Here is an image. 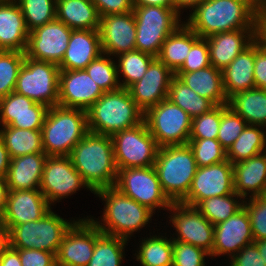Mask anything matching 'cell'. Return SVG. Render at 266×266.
I'll return each instance as SVG.
<instances>
[{
	"label": "cell",
	"instance_id": "59",
	"mask_svg": "<svg viewBox=\"0 0 266 266\" xmlns=\"http://www.w3.org/2000/svg\"><path fill=\"white\" fill-rule=\"evenodd\" d=\"M204 1L206 0H174V10L180 15V9H183L184 7L195 8Z\"/></svg>",
	"mask_w": 266,
	"mask_h": 266
},
{
	"label": "cell",
	"instance_id": "6",
	"mask_svg": "<svg viewBox=\"0 0 266 266\" xmlns=\"http://www.w3.org/2000/svg\"><path fill=\"white\" fill-rule=\"evenodd\" d=\"M95 194L106 201L102 219L105 223L102 225L91 219L102 233L128 240L129 235L144 227L153 214L148 207L139 204L114 186L100 189Z\"/></svg>",
	"mask_w": 266,
	"mask_h": 266
},
{
	"label": "cell",
	"instance_id": "1",
	"mask_svg": "<svg viewBox=\"0 0 266 266\" xmlns=\"http://www.w3.org/2000/svg\"><path fill=\"white\" fill-rule=\"evenodd\" d=\"M69 157L94 193L115 185L118 170L111 136L88 132L75 145Z\"/></svg>",
	"mask_w": 266,
	"mask_h": 266
},
{
	"label": "cell",
	"instance_id": "52",
	"mask_svg": "<svg viewBox=\"0 0 266 266\" xmlns=\"http://www.w3.org/2000/svg\"><path fill=\"white\" fill-rule=\"evenodd\" d=\"M100 17L133 11V0H93Z\"/></svg>",
	"mask_w": 266,
	"mask_h": 266
},
{
	"label": "cell",
	"instance_id": "18",
	"mask_svg": "<svg viewBox=\"0 0 266 266\" xmlns=\"http://www.w3.org/2000/svg\"><path fill=\"white\" fill-rule=\"evenodd\" d=\"M95 246V223L75 221L65 233L56 254L57 266H87Z\"/></svg>",
	"mask_w": 266,
	"mask_h": 266
},
{
	"label": "cell",
	"instance_id": "26",
	"mask_svg": "<svg viewBox=\"0 0 266 266\" xmlns=\"http://www.w3.org/2000/svg\"><path fill=\"white\" fill-rule=\"evenodd\" d=\"M102 52L99 30H72L60 70H81Z\"/></svg>",
	"mask_w": 266,
	"mask_h": 266
},
{
	"label": "cell",
	"instance_id": "43",
	"mask_svg": "<svg viewBox=\"0 0 266 266\" xmlns=\"http://www.w3.org/2000/svg\"><path fill=\"white\" fill-rule=\"evenodd\" d=\"M25 56L24 52L0 50V98L15 90L18 73Z\"/></svg>",
	"mask_w": 266,
	"mask_h": 266
},
{
	"label": "cell",
	"instance_id": "37",
	"mask_svg": "<svg viewBox=\"0 0 266 266\" xmlns=\"http://www.w3.org/2000/svg\"><path fill=\"white\" fill-rule=\"evenodd\" d=\"M167 99L182 108L192 118L202 115L216 106L209 99L195 93L177 76L172 79Z\"/></svg>",
	"mask_w": 266,
	"mask_h": 266
},
{
	"label": "cell",
	"instance_id": "10",
	"mask_svg": "<svg viewBox=\"0 0 266 266\" xmlns=\"http://www.w3.org/2000/svg\"><path fill=\"white\" fill-rule=\"evenodd\" d=\"M144 121L159 147L188 144L192 117L169 99L149 108Z\"/></svg>",
	"mask_w": 266,
	"mask_h": 266
},
{
	"label": "cell",
	"instance_id": "25",
	"mask_svg": "<svg viewBox=\"0 0 266 266\" xmlns=\"http://www.w3.org/2000/svg\"><path fill=\"white\" fill-rule=\"evenodd\" d=\"M29 31L16 0H0V50L24 52Z\"/></svg>",
	"mask_w": 266,
	"mask_h": 266
},
{
	"label": "cell",
	"instance_id": "41",
	"mask_svg": "<svg viewBox=\"0 0 266 266\" xmlns=\"http://www.w3.org/2000/svg\"><path fill=\"white\" fill-rule=\"evenodd\" d=\"M29 32L56 19V0H16Z\"/></svg>",
	"mask_w": 266,
	"mask_h": 266
},
{
	"label": "cell",
	"instance_id": "29",
	"mask_svg": "<svg viewBox=\"0 0 266 266\" xmlns=\"http://www.w3.org/2000/svg\"><path fill=\"white\" fill-rule=\"evenodd\" d=\"M254 64L255 40L222 70L223 88L228 99L237 92L256 88Z\"/></svg>",
	"mask_w": 266,
	"mask_h": 266
},
{
	"label": "cell",
	"instance_id": "55",
	"mask_svg": "<svg viewBox=\"0 0 266 266\" xmlns=\"http://www.w3.org/2000/svg\"><path fill=\"white\" fill-rule=\"evenodd\" d=\"M255 41L266 49V14L255 15Z\"/></svg>",
	"mask_w": 266,
	"mask_h": 266
},
{
	"label": "cell",
	"instance_id": "7",
	"mask_svg": "<svg viewBox=\"0 0 266 266\" xmlns=\"http://www.w3.org/2000/svg\"><path fill=\"white\" fill-rule=\"evenodd\" d=\"M72 223L50 210L38 221L13 226L1 239L13 249L46 250L57 254Z\"/></svg>",
	"mask_w": 266,
	"mask_h": 266
},
{
	"label": "cell",
	"instance_id": "23",
	"mask_svg": "<svg viewBox=\"0 0 266 266\" xmlns=\"http://www.w3.org/2000/svg\"><path fill=\"white\" fill-rule=\"evenodd\" d=\"M253 242L249 215L243 207L227 220L214 226V244L210 256L228 253L234 256L235 252L237 254L242 248Z\"/></svg>",
	"mask_w": 266,
	"mask_h": 266
},
{
	"label": "cell",
	"instance_id": "51",
	"mask_svg": "<svg viewBox=\"0 0 266 266\" xmlns=\"http://www.w3.org/2000/svg\"><path fill=\"white\" fill-rule=\"evenodd\" d=\"M232 257L230 266H266L254 243L246 245Z\"/></svg>",
	"mask_w": 266,
	"mask_h": 266
},
{
	"label": "cell",
	"instance_id": "8",
	"mask_svg": "<svg viewBox=\"0 0 266 266\" xmlns=\"http://www.w3.org/2000/svg\"><path fill=\"white\" fill-rule=\"evenodd\" d=\"M133 15L136 50L157 58L165 39L180 26V15L163 6L133 7Z\"/></svg>",
	"mask_w": 266,
	"mask_h": 266
},
{
	"label": "cell",
	"instance_id": "32",
	"mask_svg": "<svg viewBox=\"0 0 266 266\" xmlns=\"http://www.w3.org/2000/svg\"><path fill=\"white\" fill-rule=\"evenodd\" d=\"M199 38L186 24H181L165 39L157 58L175 73Z\"/></svg>",
	"mask_w": 266,
	"mask_h": 266
},
{
	"label": "cell",
	"instance_id": "3",
	"mask_svg": "<svg viewBox=\"0 0 266 266\" xmlns=\"http://www.w3.org/2000/svg\"><path fill=\"white\" fill-rule=\"evenodd\" d=\"M89 132L111 136L144 121L128 89L120 88L104 94L86 111Z\"/></svg>",
	"mask_w": 266,
	"mask_h": 266
},
{
	"label": "cell",
	"instance_id": "27",
	"mask_svg": "<svg viewBox=\"0 0 266 266\" xmlns=\"http://www.w3.org/2000/svg\"><path fill=\"white\" fill-rule=\"evenodd\" d=\"M47 157L45 153H35L10 159V165L5 179L8 189H39Z\"/></svg>",
	"mask_w": 266,
	"mask_h": 266
},
{
	"label": "cell",
	"instance_id": "5",
	"mask_svg": "<svg viewBox=\"0 0 266 266\" xmlns=\"http://www.w3.org/2000/svg\"><path fill=\"white\" fill-rule=\"evenodd\" d=\"M154 168L164 194L172 202L187 195L197 171V163L188 144L159 147Z\"/></svg>",
	"mask_w": 266,
	"mask_h": 266
},
{
	"label": "cell",
	"instance_id": "38",
	"mask_svg": "<svg viewBox=\"0 0 266 266\" xmlns=\"http://www.w3.org/2000/svg\"><path fill=\"white\" fill-rule=\"evenodd\" d=\"M235 196L240 200L242 198L235 192L225 196L210 197L200 201L195 208L215 226L243 208L244 201L238 202L233 198Z\"/></svg>",
	"mask_w": 266,
	"mask_h": 266
},
{
	"label": "cell",
	"instance_id": "12",
	"mask_svg": "<svg viewBox=\"0 0 266 266\" xmlns=\"http://www.w3.org/2000/svg\"><path fill=\"white\" fill-rule=\"evenodd\" d=\"M114 187L153 212L157 207L168 209L172 204L161 188L154 166L119 169Z\"/></svg>",
	"mask_w": 266,
	"mask_h": 266
},
{
	"label": "cell",
	"instance_id": "58",
	"mask_svg": "<svg viewBox=\"0 0 266 266\" xmlns=\"http://www.w3.org/2000/svg\"><path fill=\"white\" fill-rule=\"evenodd\" d=\"M9 189L6 185V180L0 178V220L2 219L5 210Z\"/></svg>",
	"mask_w": 266,
	"mask_h": 266
},
{
	"label": "cell",
	"instance_id": "19",
	"mask_svg": "<svg viewBox=\"0 0 266 266\" xmlns=\"http://www.w3.org/2000/svg\"><path fill=\"white\" fill-rule=\"evenodd\" d=\"M175 73L158 58L149 65L144 76L128 90L137 106L145 113L168 97V91Z\"/></svg>",
	"mask_w": 266,
	"mask_h": 266
},
{
	"label": "cell",
	"instance_id": "49",
	"mask_svg": "<svg viewBox=\"0 0 266 266\" xmlns=\"http://www.w3.org/2000/svg\"><path fill=\"white\" fill-rule=\"evenodd\" d=\"M211 66L206 38H199L191 47L182 66L176 72H193Z\"/></svg>",
	"mask_w": 266,
	"mask_h": 266
},
{
	"label": "cell",
	"instance_id": "13",
	"mask_svg": "<svg viewBox=\"0 0 266 266\" xmlns=\"http://www.w3.org/2000/svg\"><path fill=\"white\" fill-rule=\"evenodd\" d=\"M233 164L227 159L221 163L198 167L188 195L181 203L195 207L200 201L234 193Z\"/></svg>",
	"mask_w": 266,
	"mask_h": 266
},
{
	"label": "cell",
	"instance_id": "22",
	"mask_svg": "<svg viewBox=\"0 0 266 266\" xmlns=\"http://www.w3.org/2000/svg\"><path fill=\"white\" fill-rule=\"evenodd\" d=\"M48 107L15 91L0 98L2 126L41 130Z\"/></svg>",
	"mask_w": 266,
	"mask_h": 266
},
{
	"label": "cell",
	"instance_id": "45",
	"mask_svg": "<svg viewBox=\"0 0 266 266\" xmlns=\"http://www.w3.org/2000/svg\"><path fill=\"white\" fill-rule=\"evenodd\" d=\"M198 167L210 166L227 160L226 150L217 139H189Z\"/></svg>",
	"mask_w": 266,
	"mask_h": 266
},
{
	"label": "cell",
	"instance_id": "39",
	"mask_svg": "<svg viewBox=\"0 0 266 266\" xmlns=\"http://www.w3.org/2000/svg\"><path fill=\"white\" fill-rule=\"evenodd\" d=\"M136 257L142 266H172L173 240L160 236L144 239Z\"/></svg>",
	"mask_w": 266,
	"mask_h": 266
},
{
	"label": "cell",
	"instance_id": "57",
	"mask_svg": "<svg viewBox=\"0 0 266 266\" xmlns=\"http://www.w3.org/2000/svg\"><path fill=\"white\" fill-rule=\"evenodd\" d=\"M163 6L174 9V0H133V7Z\"/></svg>",
	"mask_w": 266,
	"mask_h": 266
},
{
	"label": "cell",
	"instance_id": "47",
	"mask_svg": "<svg viewBox=\"0 0 266 266\" xmlns=\"http://www.w3.org/2000/svg\"><path fill=\"white\" fill-rule=\"evenodd\" d=\"M207 255L210 253L200 247L173 240L172 266H205Z\"/></svg>",
	"mask_w": 266,
	"mask_h": 266
},
{
	"label": "cell",
	"instance_id": "62",
	"mask_svg": "<svg viewBox=\"0 0 266 266\" xmlns=\"http://www.w3.org/2000/svg\"><path fill=\"white\" fill-rule=\"evenodd\" d=\"M263 197L266 199V189H265V192L263 194Z\"/></svg>",
	"mask_w": 266,
	"mask_h": 266
},
{
	"label": "cell",
	"instance_id": "46",
	"mask_svg": "<svg viewBox=\"0 0 266 266\" xmlns=\"http://www.w3.org/2000/svg\"><path fill=\"white\" fill-rule=\"evenodd\" d=\"M246 121L230 107L221 114L217 140L227 151L246 127Z\"/></svg>",
	"mask_w": 266,
	"mask_h": 266
},
{
	"label": "cell",
	"instance_id": "53",
	"mask_svg": "<svg viewBox=\"0 0 266 266\" xmlns=\"http://www.w3.org/2000/svg\"><path fill=\"white\" fill-rule=\"evenodd\" d=\"M254 81L256 88L266 90V49L255 41Z\"/></svg>",
	"mask_w": 266,
	"mask_h": 266
},
{
	"label": "cell",
	"instance_id": "42",
	"mask_svg": "<svg viewBox=\"0 0 266 266\" xmlns=\"http://www.w3.org/2000/svg\"><path fill=\"white\" fill-rule=\"evenodd\" d=\"M102 54L85 68L91 79L97 83L103 92L115 91L121 88L117 65Z\"/></svg>",
	"mask_w": 266,
	"mask_h": 266
},
{
	"label": "cell",
	"instance_id": "36",
	"mask_svg": "<svg viewBox=\"0 0 266 266\" xmlns=\"http://www.w3.org/2000/svg\"><path fill=\"white\" fill-rule=\"evenodd\" d=\"M126 239L102 233L95 225V246L87 266H120Z\"/></svg>",
	"mask_w": 266,
	"mask_h": 266
},
{
	"label": "cell",
	"instance_id": "16",
	"mask_svg": "<svg viewBox=\"0 0 266 266\" xmlns=\"http://www.w3.org/2000/svg\"><path fill=\"white\" fill-rule=\"evenodd\" d=\"M173 213L170 221L178 232L172 240L200 247L211 253L214 244V225L195 207L175 202L169 210Z\"/></svg>",
	"mask_w": 266,
	"mask_h": 266
},
{
	"label": "cell",
	"instance_id": "2",
	"mask_svg": "<svg viewBox=\"0 0 266 266\" xmlns=\"http://www.w3.org/2000/svg\"><path fill=\"white\" fill-rule=\"evenodd\" d=\"M199 37L220 32L255 29L254 3L250 0H206L185 23Z\"/></svg>",
	"mask_w": 266,
	"mask_h": 266
},
{
	"label": "cell",
	"instance_id": "30",
	"mask_svg": "<svg viewBox=\"0 0 266 266\" xmlns=\"http://www.w3.org/2000/svg\"><path fill=\"white\" fill-rule=\"evenodd\" d=\"M175 76L195 93L209 99L215 105L228 104L223 88L222 70L213 65L193 72H175Z\"/></svg>",
	"mask_w": 266,
	"mask_h": 266
},
{
	"label": "cell",
	"instance_id": "15",
	"mask_svg": "<svg viewBox=\"0 0 266 266\" xmlns=\"http://www.w3.org/2000/svg\"><path fill=\"white\" fill-rule=\"evenodd\" d=\"M72 29L57 18L29 33L27 57L59 65L64 57Z\"/></svg>",
	"mask_w": 266,
	"mask_h": 266
},
{
	"label": "cell",
	"instance_id": "17",
	"mask_svg": "<svg viewBox=\"0 0 266 266\" xmlns=\"http://www.w3.org/2000/svg\"><path fill=\"white\" fill-rule=\"evenodd\" d=\"M46 197L39 189L9 190L6 210L0 220V238L13 226L38 221L51 210Z\"/></svg>",
	"mask_w": 266,
	"mask_h": 266
},
{
	"label": "cell",
	"instance_id": "9",
	"mask_svg": "<svg viewBox=\"0 0 266 266\" xmlns=\"http://www.w3.org/2000/svg\"><path fill=\"white\" fill-rule=\"evenodd\" d=\"M59 72L60 68L57 64L25 56L14 91L48 108L57 106Z\"/></svg>",
	"mask_w": 266,
	"mask_h": 266
},
{
	"label": "cell",
	"instance_id": "4",
	"mask_svg": "<svg viewBox=\"0 0 266 266\" xmlns=\"http://www.w3.org/2000/svg\"><path fill=\"white\" fill-rule=\"evenodd\" d=\"M89 132L87 112L79 108H48L41 129L47 156H69L75 145Z\"/></svg>",
	"mask_w": 266,
	"mask_h": 266
},
{
	"label": "cell",
	"instance_id": "50",
	"mask_svg": "<svg viewBox=\"0 0 266 266\" xmlns=\"http://www.w3.org/2000/svg\"><path fill=\"white\" fill-rule=\"evenodd\" d=\"M15 250L19 253L22 266H57L55 253L37 249Z\"/></svg>",
	"mask_w": 266,
	"mask_h": 266
},
{
	"label": "cell",
	"instance_id": "20",
	"mask_svg": "<svg viewBox=\"0 0 266 266\" xmlns=\"http://www.w3.org/2000/svg\"><path fill=\"white\" fill-rule=\"evenodd\" d=\"M103 94L85 69L60 70L59 106L87 111Z\"/></svg>",
	"mask_w": 266,
	"mask_h": 266
},
{
	"label": "cell",
	"instance_id": "44",
	"mask_svg": "<svg viewBox=\"0 0 266 266\" xmlns=\"http://www.w3.org/2000/svg\"><path fill=\"white\" fill-rule=\"evenodd\" d=\"M228 104L216 105L210 111L192 118L189 139H217L221 114Z\"/></svg>",
	"mask_w": 266,
	"mask_h": 266
},
{
	"label": "cell",
	"instance_id": "24",
	"mask_svg": "<svg viewBox=\"0 0 266 266\" xmlns=\"http://www.w3.org/2000/svg\"><path fill=\"white\" fill-rule=\"evenodd\" d=\"M206 40L209 47L211 65L223 70L253 43L255 29L220 32L207 37Z\"/></svg>",
	"mask_w": 266,
	"mask_h": 266
},
{
	"label": "cell",
	"instance_id": "54",
	"mask_svg": "<svg viewBox=\"0 0 266 266\" xmlns=\"http://www.w3.org/2000/svg\"><path fill=\"white\" fill-rule=\"evenodd\" d=\"M0 266H22L19 253L0 238Z\"/></svg>",
	"mask_w": 266,
	"mask_h": 266
},
{
	"label": "cell",
	"instance_id": "28",
	"mask_svg": "<svg viewBox=\"0 0 266 266\" xmlns=\"http://www.w3.org/2000/svg\"><path fill=\"white\" fill-rule=\"evenodd\" d=\"M234 192L245 198L247 191L252 198L263 196L266 189V154L253 156L233 164Z\"/></svg>",
	"mask_w": 266,
	"mask_h": 266
},
{
	"label": "cell",
	"instance_id": "56",
	"mask_svg": "<svg viewBox=\"0 0 266 266\" xmlns=\"http://www.w3.org/2000/svg\"><path fill=\"white\" fill-rule=\"evenodd\" d=\"M10 165V156L0 136V178L6 179Z\"/></svg>",
	"mask_w": 266,
	"mask_h": 266
},
{
	"label": "cell",
	"instance_id": "21",
	"mask_svg": "<svg viewBox=\"0 0 266 266\" xmlns=\"http://www.w3.org/2000/svg\"><path fill=\"white\" fill-rule=\"evenodd\" d=\"M99 34L104 54L114 56V54L136 50V25L133 11L102 16Z\"/></svg>",
	"mask_w": 266,
	"mask_h": 266
},
{
	"label": "cell",
	"instance_id": "60",
	"mask_svg": "<svg viewBox=\"0 0 266 266\" xmlns=\"http://www.w3.org/2000/svg\"><path fill=\"white\" fill-rule=\"evenodd\" d=\"M254 14L264 15L266 14V0H256L254 3Z\"/></svg>",
	"mask_w": 266,
	"mask_h": 266
},
{
	"label": "cell",
	"instance_id": "33",
	"mask_svg": "<svg viewBox=\"0 0 266 266\" xmlns=\"http://www.w3.org/2000/svg\"><path fill=\"white\" fill-rule=\"evenodd\" d=\"M228 106L247 125L266 126V90L253 88L237 92L228 99Z\"/></svg>",
	"mask_w": 266,
	"mask_h": 266
},
{
	"label": "cell",
	"instance_id": "14",
	"mask_svg": "<svg viewBox=\"0 0 266 266\" xmlns=\"http://www.w3.org/2000/svg\"><path fill=\"white\" fill-rule=\"evenodd\" d=\"M81 186L92 192L81 174L74 168L69 156L47 157L39 190L49 204L75 193Z\"/></svg>",
	"mask_w": 266,
	"mask_h": 266
},
{
	"label": "cell",
	"instance_id": "11",
	"mask_svg": "<svg viewBox=\"0 0 266 266\" xmlns=\"http://www.w3.org/2000/svg\"><path fill=\"white\" fill-rule=\"evenodd\" d=\"M117 170L154 166L159 146L143 121L111 135Z\"/></svg>",
	"mask_w": 266,
	"mask_h": 266
},
{
	"label": "cell",
	"instance_id": "34",
	"mask_svg": "<svg viewBox=\"0 0 266 266\" xmlns=\"http://www.w3.org/2000/svg\"><path fill=\"white\" fill-rule=\"evenodd\" d=\"M0 136L10 159L35 153H44L41 130L3 126Z\"/></svg>",
	"mask_w": 266,
	"mask_h": 266
},
{
	"label": "cell",
	"instance_id": "40",
	"mask_svg": "<svg viewBox=\"0 0 266 266\" xmlns=\"http://www.w3.org/2000/svg\"><path fill=\"white\" fill-rule=\"evenodd\" d=\"M118 74L121 71L125 81L120 82L121 88L128 89L132 84L139 81L147 71L155 57L139 50L124 52L118 55ZM121 69V70H120Z\"/></svg>",
	"mask_w": 266,
	"mask_h": 266
},
{
	"label": "cell",
	"instance_id": "35",
	"mask_svg": "<svg viewBox=\"0 0 266 266\" xmlns=\"http://www.w3.org/2000/svg\"><path fill=\"white\" fill-rule=\"evenodd\" d=\"M266 135L256 125H246L240 136L226 151L227 159L232 163L242 162L265 152Z\"/></svg>",
	"mask_w": 266,
	"mask_h": 266
},
{
	"label": "cell",
	"instance_id": "48",
	"mask_svg": "<svg viewBox=\"0 0 266 266\" xmlns=\"http://www.w3.org/2000/svg\"><path fill=\"white\" fill-rule=\"evenodd\" d=\"M247 210L254 241L266 239V199L263 196L251 197L244 203Z\"/></svg>",
	"mask_w": 266,
	"mask_h": 266
},
{
	"label": "cell",
	"instance_id": "61",
	"mask_svg": "<svg viewBox=\"0 0 266 266\" xmlns=\"http://www.w3.org/2000/svg\"><path fill=\"white\" fill-rule=\"evenodd\" d=\"M253 243L256 245L260 255L262 256V259H264V264L266 265V239L257 240Z\"/></svg>",
	"mask_w": 266,
	"mask_h": 266
},
{
	"label": "cell",
	"instance_id": "31",
	"mask_svg": "<svg viewBox=\"0 0 266 266\" xmlns=\"http://www.w3.org/2000/svg\"><path fill=\"white\" fill-rule=\"evenodd\" d=\"M56 18L72 30H99L101 17L92 1L56 0Z\"/></svg>",
	"mask_w": 266,
	"mask_h": 266
}]
</instances>
